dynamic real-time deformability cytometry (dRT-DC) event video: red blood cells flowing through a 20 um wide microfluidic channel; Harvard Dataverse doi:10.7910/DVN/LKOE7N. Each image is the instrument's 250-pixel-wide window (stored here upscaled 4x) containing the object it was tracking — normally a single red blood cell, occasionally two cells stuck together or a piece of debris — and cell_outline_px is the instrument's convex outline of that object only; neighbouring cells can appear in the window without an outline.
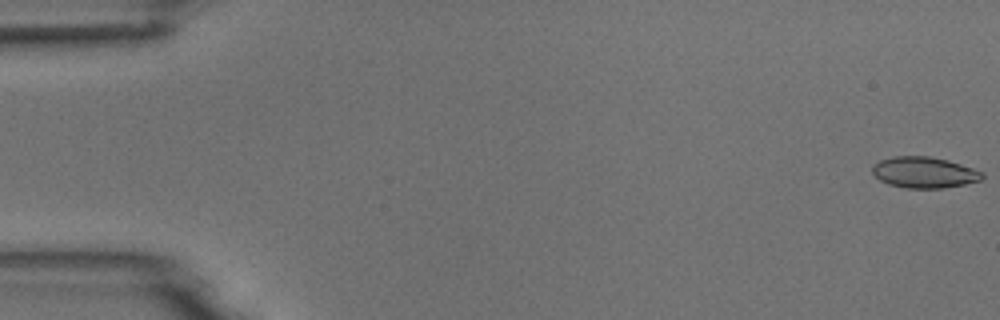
{"species": "common noctule bat (a hibernating species)", "species_latin": "Nyctalus noctula", "temperature_condition": "room temperature", "stored_images_in_passage": 7, "camera_frame_rate_fps": 3000, "um_per_image_px": 0.085, "animal": {"sex": "male", "body_mass_g": 18.8}, "frame": {"image": 1, "passage_image": 1, "time_ms": 0.0, "image_size_px": [1000, 320], "cell_outline_px": [[984, 176], [980, 180], [964, 184], [944, 188], [908, 188], [888, 184], [880, 180], [872, 172], [872, 164], [880, 160], [892, 156], [928, 156], [948, 160], [984, 172]], "centroid_in_image_um": [78.54, 14.65], "position_along_channel_um": 6.5, "area_um2": 19.88}}
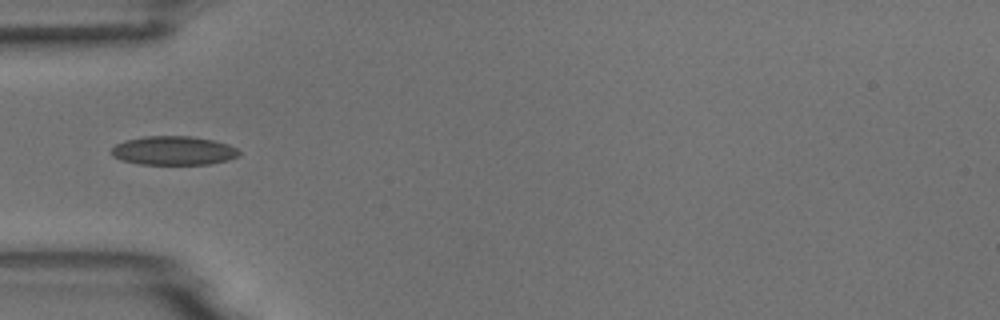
{"frame": {"image": 2, "passage_image": 5, "time_ms": 5.667, "image_size_px": [1000, 320], "cell_outline_px": [[240, 156], [228, 160], [208, 164], [140, 164], [120, 160], [112, 156], [112, 148], [116, 144], [124, 140], [144, 136], [192, 136], [212, 140], [228, 144], [236, 148], [240, 152]], "centroid_in_image_um": [14.74, 12.8], "position_along_channel_um": 70.3, "area_um2": 21.56}}